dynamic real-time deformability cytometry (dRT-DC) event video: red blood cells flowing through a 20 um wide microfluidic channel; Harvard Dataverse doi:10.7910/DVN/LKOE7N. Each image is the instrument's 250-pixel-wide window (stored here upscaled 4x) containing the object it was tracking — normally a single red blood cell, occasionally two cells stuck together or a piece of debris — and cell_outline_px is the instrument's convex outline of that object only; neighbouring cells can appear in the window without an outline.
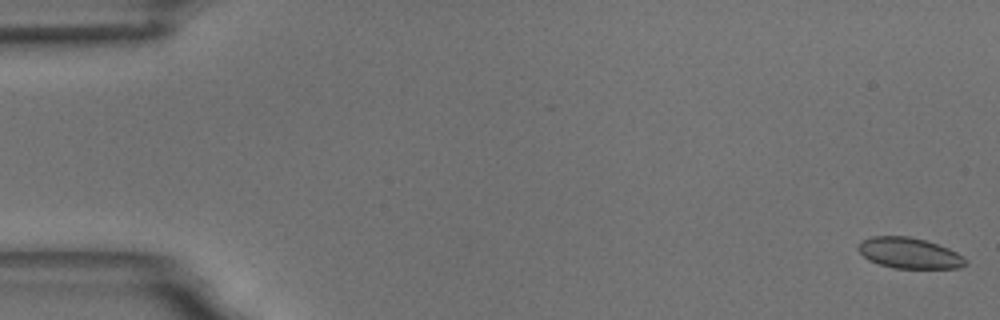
{"species": "common noctule bat (a hibernating species)", "species_latin": "Nyctalus noctula", "temperature_condition": "room temperature", "stored_images_in_passage": 55, "camera_frame_rate_fps": 3000, "um_per_image_px": 0.085, "animal": {"sex": "male", "body_mass_g": 18.8}, "frame": {"image": 1, "passage_image": 1, "time_ms": 0.0, "image_size_px": [1000, 320], "cell_outline_px": [[968, 264], [960, 268], [892, 268], [868, 260], [856, 248], [860, 240], [872, 236], [908, 236], [924, 240], [948, 248], [956, 252], [968, 260]], "centroid_in_image_um": [77.27, 21.51], "position_along_channel_um": 7.7, "area_um2": 19.31}}
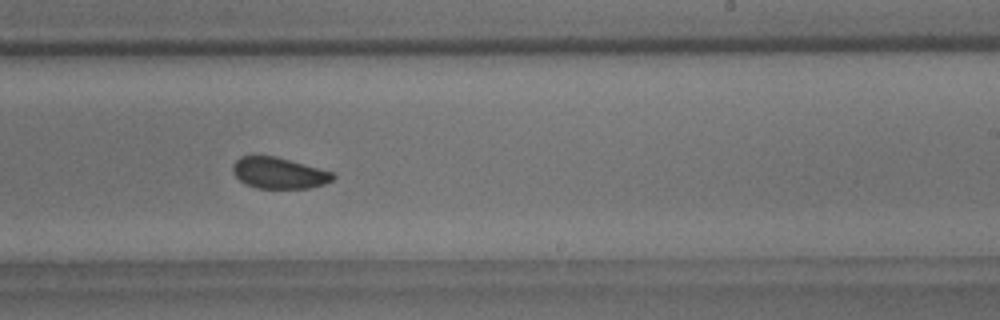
{"frame": {"image": 2, "passage_image": 34, "time_ms": 11.0, "image_size_px": [1000, 320], "cell_outline_px": [[336, 176], [332, 180], [324, 184], [308, 188], [256, 188], [244, 184], [232, 172], [232, 164], [240, 156], [276, 156], [332, 172]], "centroid_in_image_um": [23.67, 14.71], "position_along_channel_um": 265.3, "area_um2": 18.15}}
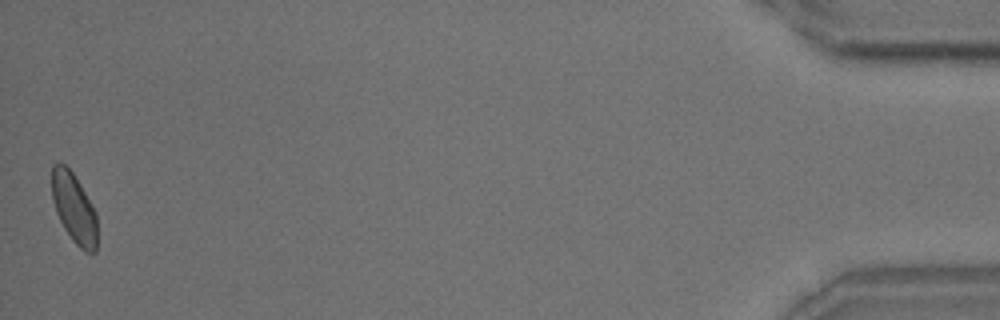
{"frame": {"image": 3, "passage_image": 55, "time_ms": 18.0, "image_size_px": [1000, 320], "cell_outline_px": [[96, 252], [84, 252], [72, 240], [64, 228], [56, 212], [52, 200], [52, 164], [60, 160], [72, 172], [80, 184], [96, 212]], "centroid_in_image_um": [6.27, 17.67], "position_along_channel_um": 428.9, "area_um2": 18.44}, "authors_computed_cell_mechanics": {"area_um2": 19.2474, "velocity_mm_per_s": 3.6681, "shape_relaxation_time_tau1_ms": 3.7471, "shape_relaxation_time_tau2_ms": 1.2635, "deformation_change_tau1": 0.0509, "deformation_change_tau2": 0.0523}}